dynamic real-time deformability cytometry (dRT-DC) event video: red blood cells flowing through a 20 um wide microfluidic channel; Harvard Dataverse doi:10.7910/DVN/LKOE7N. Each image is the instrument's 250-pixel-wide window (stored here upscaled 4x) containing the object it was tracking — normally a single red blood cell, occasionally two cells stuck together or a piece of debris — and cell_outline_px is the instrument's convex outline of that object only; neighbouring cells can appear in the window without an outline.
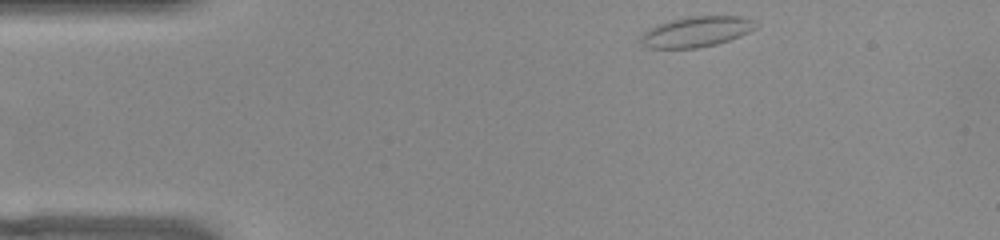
{"species": "common noctule bat (a hibernating species)", "species_latin": "Nyctalus noctula", "temperature_condition": "warm", "stored_images_in_passage": 46, "camera_frame_rate_fps": 3000, "um_per_image_px": 0.085, "animal": {"sex": "female", "body_mass_g": 22.0, "forearm_length_mm": 56.7}, "frame": {"image": 1, "passage_image": 1, "time_ms": 0.0, "image_size_px": [1000, 240], "cell_outline_px": [[760, 24], [756, 28], [740, 36], [716, 44], [696, 48], [648, 48], [640, 44], [640, 36], [648, 28], [656, 24], [672, 20], [692, 16], [740, 16], [752, 20]], "centroid_in_image_um": [59.16, 2.7], "position_along_channel_um": 25.8, "area_um2": 20.46}}
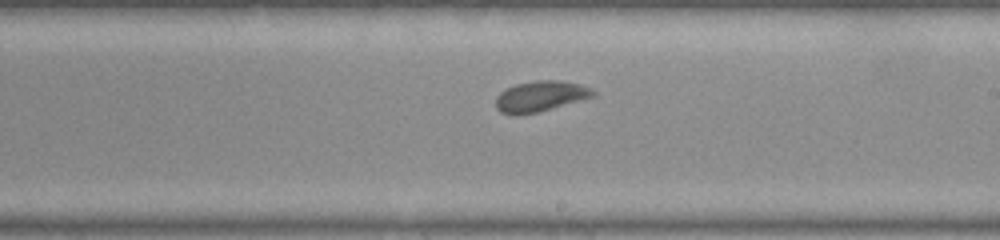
{"frame": {"image": 2, "passage_image": 23, "time_ms": 7.333, "image_size_px": [1000, 240], "cell_outline_px": [[596, 96], [552, 108], [536, 112], [500, 112], [496, 108], [496, 96], [500, 92], [516, 84], [540, 80], [556, 80], [580, 84], [596, 92]], "centroid_in_image_um": [45.97, 8.15], "position_along_channel_um": 243.0, "area_um2": 16.7}}
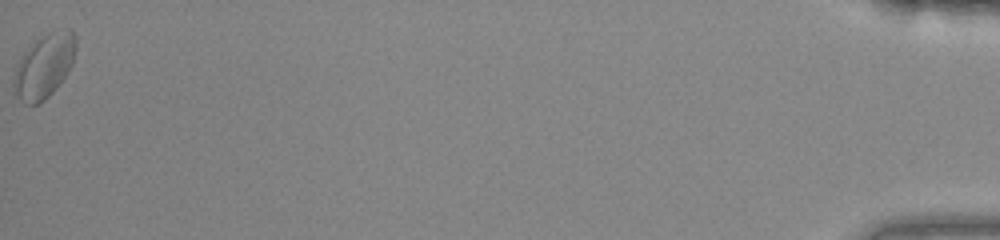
{"frame": {"image": 3, "passage_image": 46, "time_ms": 15.0, "image_size_px": [1000, 240], "cell_outline_px": [[76, 48], [72, 64], [68, 72], [52, 92], [40, 104], [24, 104], [12, 88], [12, 80], [20, 56], [36, 40], [48, 32], [68, 28], [72, 28], [76, 36]], "centroid_in_image_um": [3.76, 5.59], "position_along_channel_um": 431.4, "area_um2": 23.24}, "authors_computed_cell_mechanics": {"area_um2": 17.6868, "velocity_mm_per_s": 3.8215, "shape_relaxation_time_tau1_ms": 3.2635, "shape_relaxation_time_tau2_ms": 1.1897, "deformation_change_tau1": 0.1135, "deformation_change_tau2": 0.0542}}